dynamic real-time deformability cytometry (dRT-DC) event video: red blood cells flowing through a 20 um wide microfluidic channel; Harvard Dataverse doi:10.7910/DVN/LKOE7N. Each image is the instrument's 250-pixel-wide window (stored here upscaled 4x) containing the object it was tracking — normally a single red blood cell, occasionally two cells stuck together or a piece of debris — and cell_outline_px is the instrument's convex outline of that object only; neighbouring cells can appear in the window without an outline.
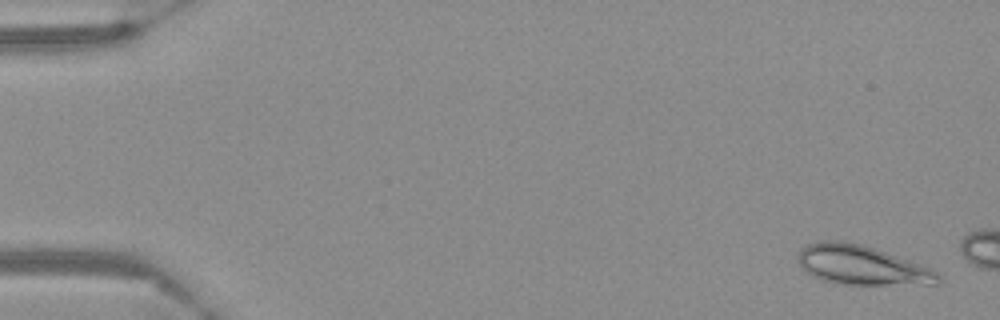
{"species": "Egyptian fruit bat (a non-hibernating species)", "species_latin": "Rousettus aegyptiacus", "temperature_condition": "warm", "stored_images_in_passage": 9, "camera_frame_rate_fps": 3000, "um_per_image_px": 0.085, "frame": {"image": 1, "passage_image": 3, "time_ms": 0.667, "image_size_px": [1000, 320], "cell_outline_px": [[944, 280], [940, 284], [844, 284], [820, 280], [812, 276], [800, 264], [800, 252], [808, 244], [824, 240], [844, 240], [860, 244], [932, 268]], "centroid_in_image_um": [73.29, 22.55], "position_along_channel_um": 11.7, "area_um2": 31.62}}